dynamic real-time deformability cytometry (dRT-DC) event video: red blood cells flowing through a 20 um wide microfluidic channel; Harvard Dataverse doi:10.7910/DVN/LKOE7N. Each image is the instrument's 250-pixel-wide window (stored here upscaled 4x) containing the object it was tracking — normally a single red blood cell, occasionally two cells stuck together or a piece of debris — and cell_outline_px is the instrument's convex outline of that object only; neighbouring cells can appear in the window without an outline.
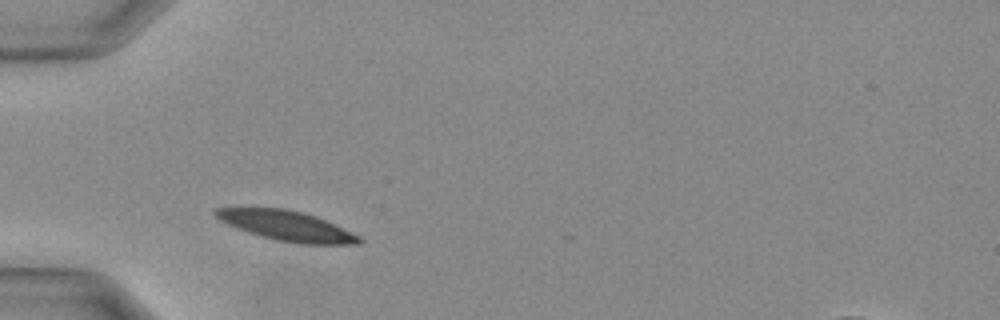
{"species": "Egyptian fruit bat (a non-hibernating species)", "species_latin": "Rousettus aegyptiacus", "temperature_condition": "warm", "stored_images_in_passage": 25, "camera_frame_rate_fps": 3000, "um_per_image_px": 0.085, "animal": {"sex": "female"}, "frame": {"image": 1, "passage_image": 1, "time_ms": 0.0, "image_size_px": [1000, 320], "cell_outline_px": [[364, 240], [360, 244], [300, 244], [276, 240], [260, 236], [248, 232], [228, 224], [212, 216], [212, 208], [288, 208], [316, 216], [360, 236]], "centroid_in_image_um": [24.34, 19.19], "position_along_channel_um": 60.7, "area_um2": 25.09}}
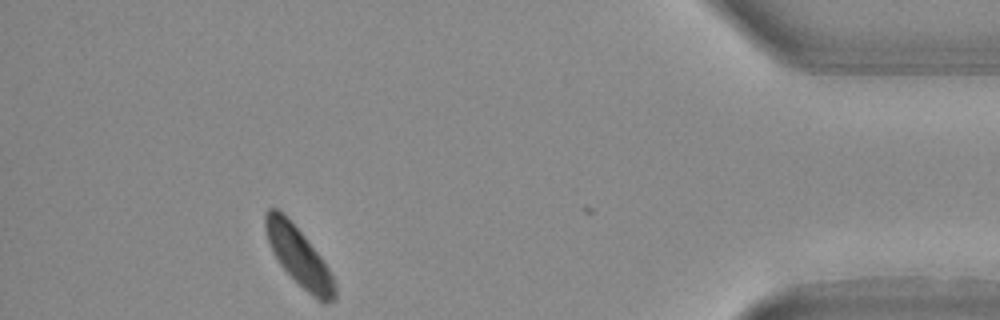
{"frame": {"image": 2, "passage_image": 22, "time_ms": 7.0, "image_size_px": [1000, 320], "cell_outline_px": [[336, 300], [328, 304], [324, 304], [316, 300], [280, 264], [272, 252], [264, 228], [264, 216], [268, 208], [276, 208], [304, 236], [320, 256], [328, 268], [336, 284]], "centroid_in_image_um": [25.42, 21.86], "position_along_channel_um": 409.8, "area_um2": 23.24}}